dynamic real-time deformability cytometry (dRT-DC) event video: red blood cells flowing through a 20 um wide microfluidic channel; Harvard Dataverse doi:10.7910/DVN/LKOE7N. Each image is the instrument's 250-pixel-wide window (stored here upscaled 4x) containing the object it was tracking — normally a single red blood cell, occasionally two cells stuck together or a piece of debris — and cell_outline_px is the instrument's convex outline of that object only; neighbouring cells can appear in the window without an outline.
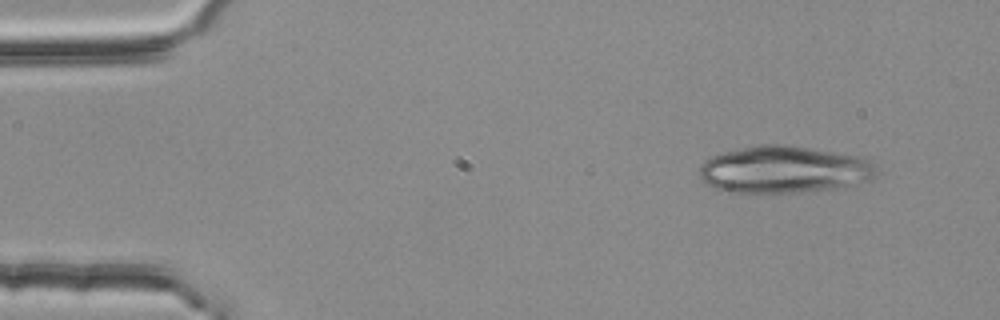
{"species": "common noctule bat (a hibernating species)", "species_latin": "Nyctalus noctula", "temperature_condition": "room temperature", "stored_images_in_passage": 3, "camera_frame_rate_fps": 3000, "um_per_image_px": 0.085, "animal": {"sex": "female", "body_mass_g": 25.1}, "frame": {"image": 1, "passage_image": 1, "time_ms": 0.0, "image_size_px": [1000, 320], "cell_outline_px": [[880, 172], [872, 180], [836, 188], [804, 192], [756, 196], [732, 192], [712, 188], [700, 176], [700, 164], [704, 160], [712, 156], [724, 152], [760, 144], [784, 144], [860, 156], [872, 160], [876, 164]], "centroid_in_image_um": [66.67, 14.45], "position_along_channel_um": 18.3, "area_um2": 49.88}}